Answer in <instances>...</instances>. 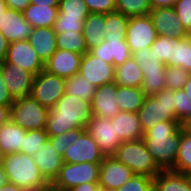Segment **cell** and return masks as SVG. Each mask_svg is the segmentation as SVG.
<instances>
[{"label":"cell","instance_id":"9","mask_svg":"<svg viewBox=\"0 0 191 191\" xmlns=\"http://www.w3.org/2000/svg\"><path fill=\"white\" fill-rule=\"evenodd\" d=\"M100 163H65L50 184L60 191H68L71 188L84 183H99Z\"/></svg>","mask_w":191,"mask_h":191},{"label":"cell","instance_id":"41","mask_svg":"<svg viewBox=\"0 0 191 191\" xmlns=\"http://www.w3.org/2000/svg\"><path fill=\"white\" fill-rule=\"evenodd\" d=\"M174 105L176 109V120L180 123L191 115V99L183 89L174 91Z\"/></svg>","mask_w":191,"mask_h":191},{"label":"cell","instance_id":"26","mask_svg":"<svg viewBox=\"0 0 191 191\" xmlns=\"http://www.w3.org/2000/svg\"><path fill=\"white\" fill-rule=\"evenodd\" d=\"M154 191H191V175L161 170L154 177Z\"/></svg>","mask_w":191,"mask_h":191},{"label":"cell","instance_id":"45","mask_svg":"<svg viewBox=\"0 0 191 191\" xmlns=\"http://www.w3.org/2000/svg\"><path fill=\"white\" fill-rule=\"evenodd\" d=\"M50 143L53 144L54 148L58 153L63 156L65 151L68 150L72 142V130L69 132L62 133L58 136H49Z\"/></svg>","mask_w":191,"mask_h":191},{"label":"cell","instance_id":"59","mask_svg":"<svg viewBox=\"0 0 191 191\" xmlns=\"http://www.w3.org/2000/svg\"><path fill=\"white\" fill-rule=\"evenodd\" d=\"M4 154L0 150V167H3V162H4Z\"/></svg>","mask_w":191,"mask_h":191},{"label":"cell","instance_id":"33","mask_svg":"<svg viewBox=\"0 0 191 191\" xmlns=\"http://www.w3.org/2000/svg\"><path fill=\"white\" fill-rule=\"evenodd\" d=\"M96 88L97 87L93 85L92 82H88L86 78L79 73L66 78L65 93L68 95H74L77 98L91 102Z\"/></svg>","mask_w":191,"mask_h":191},{"label":"cell","instance_id":"22","mask_svg":"<svg viewBox=\"0 0 191 191\" xmlns=\"http://www.w3.org/2000/svg\"><path fill=\"white\" fill-rule=\"evenodd\" d=\"M33 157L40 173L51 184L64 164L63 156L58 153L48 140L44 147H41Z\"/></svg>","mask_w":191,"mask_h":191},{"label":"cell","instance_id":"35","mask_svg":"<svg viewBox=\"0 0 191 191\" xmlns=\"http://www.w3.org/2000/svg\"><path fill=\"white\" fill-rule=\"evenodd\" d=\"M56 43L57 49L69 50L82 55L88 52L82 32L67 31L56 33Z\"/></svg>","mask_w":191,"mask_h":191},{"label":"cell","instance_id":"39","mask_svg":"<svg viewBox=\"0 0 191 191\" xmlns=\"http://www.w3.org/2000/svg\"><path fill=\"white\" fill-rule=\"evenodd\" d=\"M165 89L169 90H180L188 81L190 74L181 67H165Z\"/></svg>","mask_w":191,"mask_h":191},{"label":"cell","instance_id":"50","mask_svg":"<svg viewBox=\"0 0 191 191\" xmlns=\"http://www.w3.org/2000/svg\"><path fill=\"white\" fill-rule=\"evenodd\" d=\"M152 9L154 8H164V7H173L176 4L177 0H149Z\"/></svg>","mask_w":191,"mask_h":191},{"label":"cell","instance_id":"40","mask_svg":"<svg viewBox=\"0 0 191 191\" xmlns=\"http://www.w3.org/2000/svg\"><path fill=\"white\" fill-rule=\"evenodd\" d=\"M116 191H154V178L134 174V176Z\"/></svg>","mask_w":191,"mask_h":191},{"label":"cell","instance_id":"51","mask_svg":"<svg viewBox=\"0 0 191 191\" xmlns=\"http://www.w3.org/2000/svg\"><path fill=\"white\" fill-rule=\"evenodd\" d=\"M11 106L0 105V126L10 120Z\"/></svg>","mask_w":191,"mask_h":191},{"label":"cell","instance_id":"17","mask_svg":"<svg viewBox=\"0 0 191 191\" xmlns=\"http://www.w3.org/2000/svg\"><path fill=\"white\" fill-rule=\"evenodd\" d=\"M5 61L15 64L33 73L35 76L44 70V63L28 40L9 43Z\"/></svg>","mask_w":191,"mask_h":191},{"label":"cell","instance_id":"10","mask_svg":"<svg viewBox=\"0 0 191 191\" xmlns=\"http://www.w3.org/2000/svg\"><path fill=\"white\" fill-rule=\"evenodd\" d=\"M70 144L63 155L65 163H101L105 158L95 139L88 134L86 128L73 129Z\"/></svg>","mask_w":191,"mask_h":191},{"label":"cell","instance_id":"2","mask_svg":"<svg viewBox=\"0 0 191 191\" xmlns=\"http://www.w3.org/2000/svg\"><path fill=\"white\" fill-rule=\"evenodd\" d=\"M181 130V123L178 120L160 121L143 135L148 151L162 170L172 169L174 165Z\"/></svg>","mask_w":191,"mask_h":191},{"label":"cell","instance_id":"27","mask_svg":"<svg viewBox=\"0 0 191 191\" xmlns=\"http://www.w3.org/2000/svg\"><path fill=\"white\" fill-rule=\"evenodd\" d=\"M27 130L15 124L11 119L0 126V150L6 154L20 152Z\"/></svg>","mask_w":191,"mask_h":191},{"label":"cell","instance_id":"29","mask_svg":"<svg viewBox=\"0 0 191 191\" xmlns=\"http://www.w3.org/2000/svg\"><path fill=\"white\" fill-rule=\"evenodd\" d=\"M106 14L90 13L83 22L82 33L88 51L104 41Z\"/></svg>","mask_w":191,"mask_h":191},{"label":"cell","instance_id":"28","mask_svg":"<svg viewBox=\"0 0 191 191\" xmlns=\"http://www.w3.org/2000/svg\"><path fill=\"white\" fill-rule=\"evenodd\" d=\"M23 15L33 28L53 27L58 16V6L30 3L23 11Z\"/></svg>","mask_w":191,"mask_h":191},{"label":"cell","instance_id":"60","mask_svg":"<svg viewBox=\"0 0 191 191\" xmlns=\"http://www.w3.org/2000/svg\"><path fill=\"white\" fill-rule=\"evenodd\" d=\"M45 191H60L59 189H56L52 187L51 185L45 190Z\"/></svg>","mask_w":191,"mask_h":191},{"label":"cell","instance_id":"20","mask_svg":"<svg viewBox=\"0 0 191 191\" xmlns=\"http://www.w3.org/2000/svg\"><path fill=\"white\" fill-rule=\"evenodd\" d=\"M82 54L69 50L57 49L44 63V70L62 78H69L79 73Z\"/></svg>","mask_w":191,"mask_h":191},{"label":"cell","instance_id":"54","mask_svg":"<svg viewBox=\"0 0 191 191\" xmlns=\"http://www.w3.org/2000/svg\"><path fill=\"white\" fill-rule=\"evenodd\" d=\"M182 130L191 134V115L181 123Z\"/></svg>","mask_w":191,"mask_h":191},{"label":"cell","instance_id":"16","mask_svg":"<svg viewBox=\"0 0 191 191\" xmlns=\"http://www.w3.org/2000/svg\"><path fill=\"white\" fill-rule=\"evenodd\" d=\"M155 27L157 36L183 39L189 32L181 23L173 7L154 8L149 13Z\"/></svg>","mask_w":191,"mask_h":191},{"label":"cell","instance_id":"42","mask_svg":"<svg viewBox=\"0 0 191 191\" xmlns=\"http://www.w3.org/2000/svg\"><path fill=\"white\" fill-rule=\"evenodd\" d=\"M84 20L85 19L57 18L53 29L56 33L67 31L82 32Z\"/></svg>","mask_w":191,"mask_h":191},{"label":"cell","instance_id":"43","mask_svg":"<svg viewBox=\"0 0 191 191\" xmlns=\"http://www.w3.org/2000/svg\"><path fill=\"white\" fill-rule=\"evenodd\" d=\"M186 30L191 32V0H177L173 6Z\"/></svg>","mask_w":191,"mask_h":191},{"label":"cell","instance_id":"53","mask_svg":"<svg viewBox=\"0 0 191 191\" xmlns=\"http://www.w3.org/2000/svg\"><path fill=\"white\" fill-rule=\"evenodd\" d=\"M23 188L18 187L16 184L7 182L4 186L0 187V191H22Z\"/></svg>","mask_w":191,"mask_h":191},{"label":"cell","instance_id":"25","mask_svg":"<svg viewBox=\"0 0 191 191\" xmlns=\"http://www.w3.org/2000/svg\"><path fill=\"white\" fill-rule=\"evenodd\" d=\"M116 136L121 138L122 143L143 139V130L136 112L120 111L113 119Z\"/></svg>","mask_w":191,"mask_h":191},{"label":"cell","instance_id":"24","mask_svg":"<svg viewBox=\"0 0 191 191\" xmlns=\"http://www.w3.org/2000/svg\"><path fill=\"white\" fill-rule=\"evenodd\" d=\"M28 41L43 63L57 50L56 32L53 27L33 28Z\"/></svg>","mask_w":191,"mask_h":191},{"label":"cell","instance_id":"37","mask_svg":"<svg viewBox=\"0 0 191 191\" xmlns=\"http://www.w3.org/2000/svg\"><path fill=\"white\" fill-rule=\"evenodd\" d=\"M116 11L127 17L146 16L152 10L149 0H115Z\"/></svg>","mask_w":191,"mask_h":191},{"label":"cell","instance_id":"14","mask_svg":"<svg viewBox=\"0 0 191 191\" xmlns=\"http://www.w3.org/2000/svg\"><path fill=\"white\" fill-rule=\"evenodd\" d=\"M134 172L114 156H105L100 163L99 185L103 191H116L124 185Z\"/></svg>","mask_w":191,"mask_h":191},{"label":"cell","instance_id":"15","mask_svg":"<svg viewBox=\"0 0 191 191\" xmlns=\"http://www.w3.org/2000/svg\"><path fill=\"white\" fill-rule=\"evenodd\" d=\"M2 77L14 99L30 96L35 75L15 64L0 63Z\"/></svg>","mask_w":191,"mask_h":191},{"label":"cell","instance_id":"58","mask_svg":"<svg viewBox=\"0 0 191 191\" xmlns=\"http://www.w3.org/2000/svg\"><path fill=\"white\" fill-rule=\"evenodd\" d=\"M7 8L8 6L5 0H0V17L2 16V13L5 12Z\"/></svg>","mask_w":191,"mask_h":191},{"label":"cell","instance_id":"34","mask_svg":"<svg viewBox=\"0 0 191 191\" xmlns=\"http://www.w3.org/2000/svg\"><path fill=\"white\" fill-rule=\"evenodd\" d=\"M171 170L191 175V134L184 130H181L179 149Z\"/></svg>","mask_w":191,"mask_h":191},{"label":"cell","instance_id":"52","mask_svg":"<svg viewBox=\"0 0 191 191\" xmlns=\"http://www.w3.org/2000/svg\"><path fill=\"white\" fill-rule=\"evenodd\" d=\"M60 0H30V3L44 6H59Z\"/></svg>","mask_w":191,"mask_h":191},{"label":"cell","instance_id":"8","mask_svg":"<svg viewBox=\"0 0 191 191\" xmlns=\"http://www.w3.org/2000/svg\"><path fill=\"white\" fill-rule=\"evenodd\" d=\"M49 109L31 96L15 99L10 119L24 130L46 129Z\"/></svg>","mask_w":191,"mask_h":191},{"label":"cell","instance_id":"47","mask_svg":"<svg viewBox=\"0 0 191 191\" xmlns=\"http://www.w3.org/2000/svg\"><path fill=\"white\" fill-rule=\"evenodd\" d=\"M8 8L23 12L30 4V0H5Z\"/></svg>","mask_w":191,"mask_h":191},{"label":"cell","instance_id":"55","mask_svg":"<svg viewBox=\"0 0 191 191\" xmlns=\"http://www.w3.org/2000/svg\"><path fill=\"white\" fill-rule=\"evenodd\" d=\"M183 90L187 94V96L191 99V74L188 78V81L183 86Z\"/></svg>","mask_w":191,"mask_h":191},{"label":"cell","instance_id":"13","mask_svg":"<svg viewBox=\"0 0 191 191\" xmlns=\"http://www.w3.org/2000/svg\"><path fill=\"white\" fill-rule=\"evenodd\" d=\"M86 131L95 139L105 156H113L117 147L122 144L121 138L116 136L115 123L110 119L94 116Z\"/></svg>","mask_w":191,"mask_h":191},{"label":"cell","instance_id":"21","mask_svg":"<svg viewBox=\"0 0 191 191\" xmlns=\"http://www.w3.org/2000/svg\"><path fill=\"white\" fill-rule=\"evenodd\" d=\"M117 88L118 85L115 82L96 88V92L91 100L94 116L111 120L120 112L119 106L116 103Z\"/></svg>","mask_w":191,"mask_h":191},{"label":"cell","instance_id":"31","mask_svg":"<svg viewBox=\"0 0 191 191\" xmlns=\"http://www.w3.org/2000/svg\"><path fill=\"white\" fill-rule=\"evenodd\" d=\"M146 95L141 88L119 86L116 91V103L122 112H136L141 108Z\"/></svg>","mask_w":191,"mask_h":191},{"label":"cell","instance_id":"36","mask_svg":"<svg viewBox=\"0 0 191 191\" xmlns=\"http://www.w3.org/2000/svg\"><path fill=\"white\" fill-rule=\"evenodd\" d=\"M90 14L84 0H60L57 18L86 19Z\"/></svg>","mask_w":191,"mask_h":191},{"label":"cell","instance_id":"6","mask_svg":"<svg viewBox=\"0 0 191 191\" xmlns=\"http://www.w3.org/2000/svg\"><path fill=\"white\" fill-rule=\"evenodd\" d=\"M151 49L166 65L181 67L191 74V37L183 39L157 36Z\"/></svg>","mask_w":191,"mask_h":191},{"label":"cell","instance_id":"32","mask_svg":"<svg viewBox=\"0 0 191 191\" xmlns=\"http://www.w3.org/2000/svg\"><path fill=\"white\" fill-rule=\"evenodd\" d=\"M129 17L114 11L106 14L104 40H125Z\"/></svg>","mask_w":191,"mask_h":191},{"label":"cell","instance_id":"30","mask_svg":"<svg viewBox=\"0 0 191 191\" xmlns=\"http://www.w3.org/2000/svg\"><path fill=\"white\" fill-rule=\"evenodd\" d=\"M143 77V72L132 56L122 65L115 67L114 82L119 86L141 88Z\"/></svg>","mask_w":191,"mask_h":191},{"label":"cell","instance_id":"11","mask_svg":"<svg viewBox=\"0 0 191 191\" xmlns=\"http://www.w3.org/2000/svg\"><path fill=\"white\" fill-rule=\"evenodd\" d=\"M65 87V78L43 70L35 76L30 96L49 109L65 94Z\"/></svg>","mask_w":191,"mask_h":191},{"label":"cell","instance_id":"3","mask_svg":"<svg viewBox=\"0 0 191 191\" xmlns=\"http://www.w3.org/2000/svg\"><path fill=\"white\" fill-rule=\"evenodd\" d=\"M3 168L8 182L21 188L49 187L50 184L42 176L34 157L17 152L4 156Z\"/></svg>","mask_w":191,"mask_h":191},{"label":"cell","instance_id":"18","mask_svg":"<svg viewBox=\"0 0 191 191\" xmlns=\"http://www.w3.org/2000/svg\"><path fill=\"white\" fill-rule=\"evenodd\" d=\"M115 67L101 58L86 52L83 54L79 74L96 87L114 82Z\"/></svg>","mask_w":191,"mask_h":191},{"label":"cell","instance_id":"38","mask_svg":"<svg viewBox=\"0 0 191 191\" xmlns=\"http://www.w3.org/2000/svg\"><path fill=\"white\" fill-rule=\"evenodd\" d=\"M48 140L49 136L46 129L28 130L24 136V142L20 152L29 156H34L41 147H44Z\"/></svg>","mask_w":191,"mask_h":191},{"label":"cell","instance_id":"5","mask_svg":"<svg viewBox=\"0 0 191 191\" xmlns=\"http://www.w3.org/2000/svg\"><path fill=\"white\" fill-rule=\"evenodd\" d=\"M113 156L137 175L154 178L162 170L148 151L143 139L123 142Z\"/></svg>","mask_w":191,"mask_h":191},{"label":"cell","instance_id":"56","mask_svg":"<svg viewBox=\"0 0 191 191\" xmlns=\"http://www.w3.org/2000/svg\"><path fill=\"white\" fill-rule=\"evenodd\" d=\"M8 182L7 175L3 167H0V187L4 186Z\"/></svg>","mask_w":191,"mask_h":191},{"label":"cell","instance_id":"7","mask_svg":"<svg viewBox=\"0 0 191 191\" xmlns=\"http://www.w3.org/2000/svg\"><path fill=\"white\" fill-rule=\"evenodd\" d=\"M132 58L143 72L141 89L146 96H153L165 88V67L151 48H143L132 53Z\"/></svg>","mask_w":191,"mask_h":191},{"label":"cell","instance_id":"23","mask_svg":"<svg viewBox=\"0 0 191 191\" xmlns=\"http://www.w3.org/2000/svg\"><path fill=\"white\" fill-rule=\"evenodd\" d=\"M88 52L95 57L101 58L109 64H113L114 67L122 65L132 56L126 39L104 40Z\"/></svg>","mask_w":191,"mask_h":191},{"label":"cell","instance_id":"46","mask_svg":"<svg viewBox=\"0 0 191 191\" xmlns=\"http://www.w3.org/2000/svg\"><path fill=\"white\" fill-rule=\"evenodd\" d=\"M15 99L10 94L6 84L4 83L1 67H0V105L1 106H12Z\"/></svg>","mask_w":191,"mask_h":191},{"label":"cell","instance_id":"1","mask_svg":"<svg viewBox=\"0 0 191 191\" xmlns=\"http://www.w3.org/2000/svg\"><path fill=\"white\" fill-rule=\"evenodd\" d=\"M93 118L91 102L65 93L49 108L46 132L48 136H58L76 128H86Z\"/></svg>","mask_w":191,"mask_h":191},{"label":"cell","instance_id":"4","mask_svg":"<svg viewBox=\"0 0 191 191\" xmlns=\"http://www.w3.org/2000/svg\"><path fill=\"white\" fill-rule=\"evenodd\" d=\"M138 118L143 133L157 122L176 120L174 91L164 88L153 96H146L138 111Z\"/></svg>","mask_w":191,"mask_h":191},{"label":"cell","instance_id":"49","mask_svg":"<svg viewBox=\"0 0 191 191\" xmlns=\"http://www.w3.org/2000/svg\"><path fill=\"white\" fill-rule=\"evenodd\" d=\"M8 47H9V42L4 37V35L0 32V63L5 61Z\"/></svg>","mask_w":191,"mask_h":191},{"label":"cell","instance_id":"19","mask_svg":"<svg viewBox=\"0 0 191 191\" xmlns=\"http://www.w3.org/2000/svg\"><path fill=\"white\" fill-rule=\"evenodd\" d=\"M32 29L23 12L7 8L0 17V32L9 43L28 40Z\"/></svg>","mask_w":191,"mask_h":191},{"label":"cell","instance_id":"44","mask_svg":"<svg viewBox=\"0 0 191 191\" xmlns=\"http://www.w3.org/2000/svg\"><path fill=\"white\" fill-rule=\"evenodd\" d=\"M90 13L108 14L116 11L115 0H84Z\"/></svg>","mask_w":191,"mask_h":191},{"label":"cell","instance_id":"12","mask_svg":"<svg viewBox=\"0 0 191 191\" xmlns=\"http://www.w3.org/2000/svg\"><path fill=\"white\" fill-rule=\"evenodd\" d=\"M156 38L155 27L149 15L129 17L125 39L131 53L144 47L151 48Z\"/></svg>","mask_w":191,"mask_h":191},{"label":"cell","instance_id":"57","mask_svg":"<svg viewBox=\"0 0 191 191\" xmlns=\"http://www.w3.org/2000/svg\"><path fill=\"white\" fill-rule=\"evenodd\" d=\"M48 187H29L23 188L22 191H45Z\"/></svg>","mask_w":191,"mask_h":191},{"label":"cell","instance_id":"48","mask_svg":"<svg viewBox=\"0 0 191 191\" xmlns=\"http://www.w3.org/2000/svg\"><path fill=\"white\" fill-rule=\"evenodd\" d=\"M68 191H103L98 183H84L71 188Z\"/></svg>","mask_w":191,"mask_h":191}]
</instances>
